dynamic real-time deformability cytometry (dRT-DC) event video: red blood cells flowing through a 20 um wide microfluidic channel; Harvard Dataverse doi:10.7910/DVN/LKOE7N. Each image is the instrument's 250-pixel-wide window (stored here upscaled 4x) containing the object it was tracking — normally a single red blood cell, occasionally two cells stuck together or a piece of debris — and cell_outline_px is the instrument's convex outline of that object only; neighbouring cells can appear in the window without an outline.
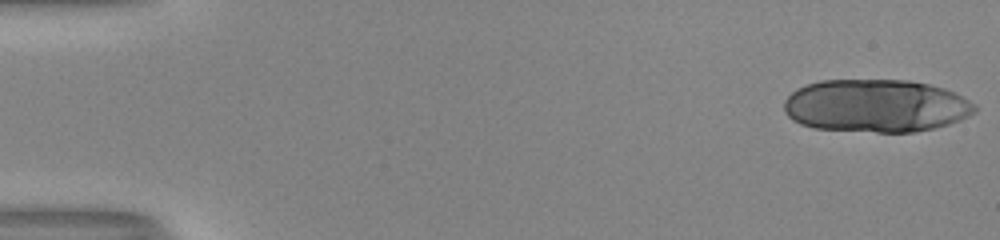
{"species": "human", "species_latin": "Homo sapiens", "temperature_condition": "room temperature", "stored_images_in_passage": 17, "camera_frame_rate_fps": 3000, "um_per_image_px": 0.085, "donor": {"sex": "male"}, "frame": {"image": 1, "passage_image": 1, "time_ms": 0.0, "image_size_px": [1000, 240], "cell_outline_px": [[976, 112], [960, 120], [948, 124], [932, 128], [912, 132], [876, 132], [816, 128], [800, 124], [792, 120], [784, 112], [784, 100], [796, 88], [820, 80], [908, 80], [928, 84], [944, 88], [956, 92], [976, 104]], "centroid_in_image_um": [74.46, 8.99], "position_along_channel_um": 10.5, "area_um2": 59.01}}